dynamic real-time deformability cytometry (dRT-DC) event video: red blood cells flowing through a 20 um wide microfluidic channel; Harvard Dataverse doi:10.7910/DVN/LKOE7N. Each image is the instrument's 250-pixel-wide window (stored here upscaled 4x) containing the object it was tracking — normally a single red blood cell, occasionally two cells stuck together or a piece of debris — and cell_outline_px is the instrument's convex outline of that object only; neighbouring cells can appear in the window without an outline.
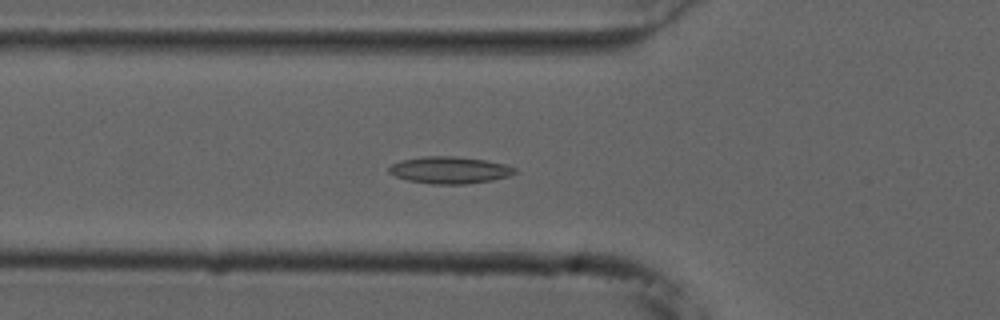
{"species": "common noctule bat (a hibernating species)", "species_latin": "Nyctalus noctula", "temperature_condition": "cold", "stored_images_in_passage": 54, "camera_frame_rate_fps": 3000, "um_per_image_px": 0.085, "animal": {"sex": "male", "forearm_length_mm": 52.5}, "frame": {"image": 1, "passage_image": 18, "time_ms": 5.667, "image_size_px": [1000, 320], "cell_outline_px": [[516, 172], [508, 176], [492, 180], [464, 184], [432, 184], [408, 180], [396, 176], [388, 172], [388, 168], [392, 164], [400, 160], [424, 156], [456, 156], [484, 160], [504, 164], [516, 168]], "centroid_in_image_um": [38.2, 14.45], "position_along_channel_um": 87.6, "area_um2": 19.65}}
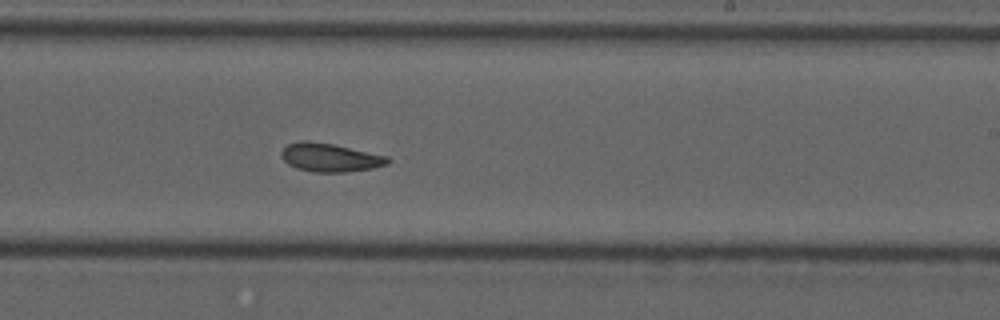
{"frame": {"image": 2, "passage_image": 32, "time_ms": 10.333, "image_size_px": [1000, 320], "cell_outline_px": [[392, 160], [388, 164], [372, 168], [348, 172], [312, 172], [296, 168], [288, 164], [280, 156], [280, 152], [288, 144], [300, 140], [308, 140], [332, 144], [388, 156]], "centroid_in_image_um": [28.04, 13.39], "position_along_channel_um": 261.0, "area_um2": 17.74}}
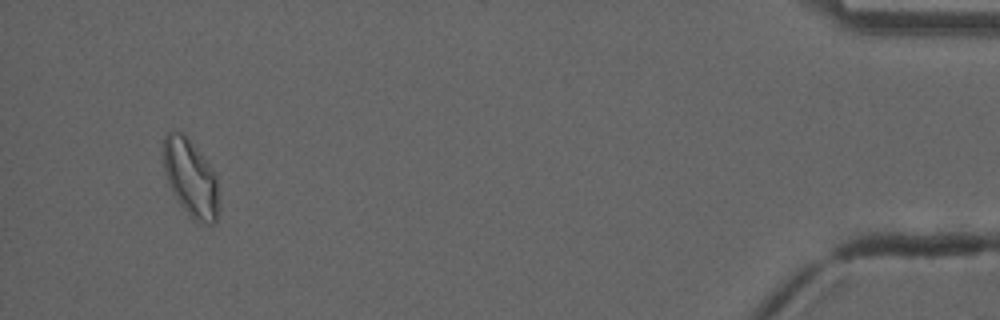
{"frame": {"image": 3, "passage_image": 51, "time_ms": 16.667, "image_size_px": [1000, 320], "cell_outline_px": [[220, 208], [216, 220], [212, 224], [200, 224], [192, 220], [188, 216], [172, 192], [164, 168], [164, 136], [172, 128], [184, 132], [208, 164], [216, 176]], "centroid_in_image_um": [16.22, 15.16], "position_along_channel_um": 419.0, "area_um2": 25.2}, "authors_computed_cell_mechanics": {"area_um2": 19.1607, "velocity_mm_per_s": 3.7091, "shape_relaxation_time_tau1_ms": null, "shape_relaxation_time_tau2_ms": 5.1544, "deformation_change_tau1": null, "deformation_change_tau2": 0.1296}}